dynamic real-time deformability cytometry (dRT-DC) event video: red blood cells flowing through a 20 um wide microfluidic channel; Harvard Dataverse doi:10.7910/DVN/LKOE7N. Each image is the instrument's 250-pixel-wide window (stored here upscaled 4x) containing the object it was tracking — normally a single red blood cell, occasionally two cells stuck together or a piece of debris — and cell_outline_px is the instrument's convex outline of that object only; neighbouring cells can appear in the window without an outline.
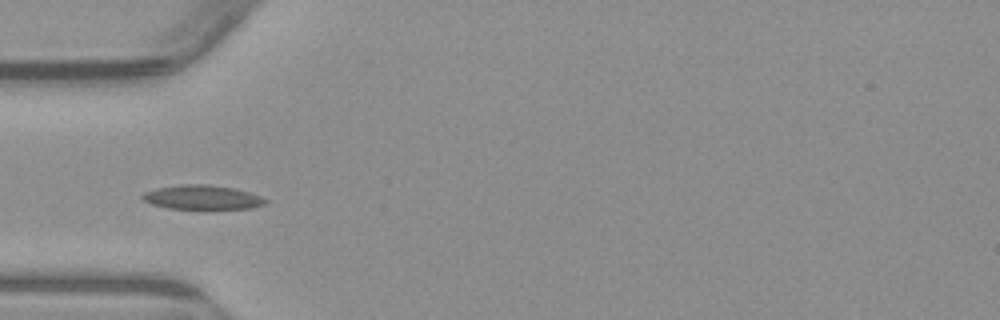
{"species": "common noctule bat (a hibernating species)", "species_latin": "Nyctalus noctula", "temperature_condition": "warm", "stored_images_in_passage": 4, "camera_frame_rate_fps": 3000, "um_per_image_px": 0.085, "animal": {"sex": "male", "body_mass_g": 23.1, "forearm_length_mm": 52.7}, "frame": {"image": 1, "passage_image": 1, "time_ms": 0.0, "image_size_px": [1000, 320], "cell_outline_px": [[268, 200], [264, 204], [248, 208], [208, 212], [200, 212], [168, 208], [152, 204], [140, 200], [140, 196], [144, 192], [156, 188], [180, 184], [208, 184], [232, 188], [248, 192], [260, 196]], "centroid_in_image_um": [17.14, 16.83], "position_along_channel_um": 67.9, "area_um2": 18.44}}
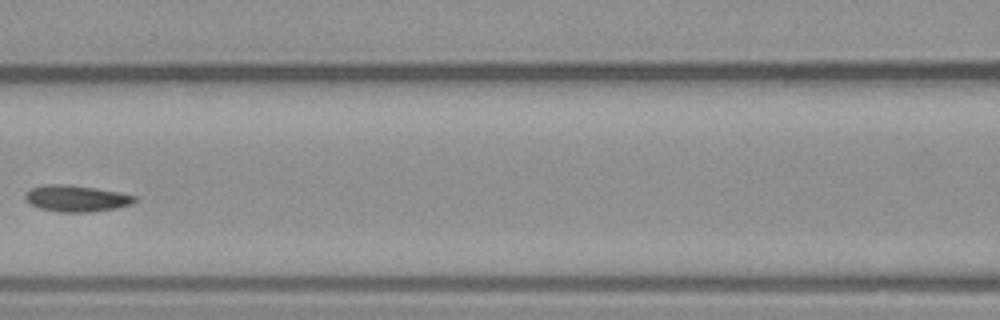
{"frame": {"image": 2, "passage_image": 3, "time_ms": 2.333, "image_size_px": [1000, 320], "cell_outline_px": [[136, 200], [132, 204], [116, 208], [88, 212], [60, 212], [40, 208], [32, 204], [24, 196], [32, 188], [48, 184], [68, 184], [96, 188], [120, 192], [136, 196]], "centroid_in_image_um": [6.54, 16.86], "position_along_channel_um": 160.1, "area_um2": 16.65}}
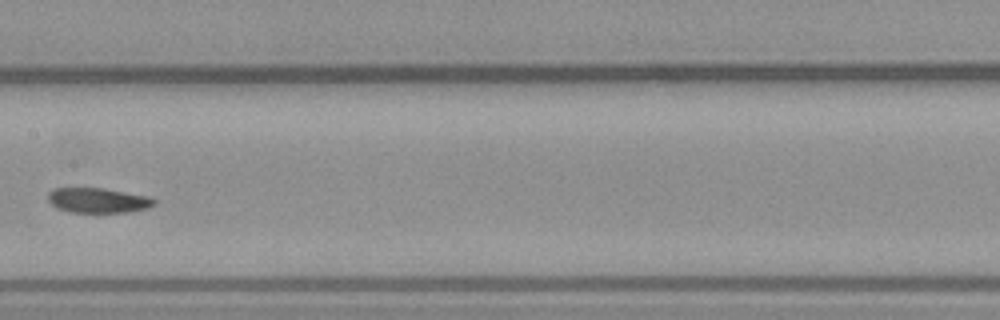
{"frame": {"image": 3, "passage_image": 4, "time_ms": 3.333, "image_size_px": [1000, 320], "cell_outline_px": [[156, 204], [148, 208], [132, 212], [68, 212], [56, 208], [48, 200], [48, 192], [52, 188], [104, 188], [148, 196], [156, 200]], "centroid_in_image_um": [8.33, 17.03], "position_along_channel_um": 199.1, "area_um2": 15.61}}